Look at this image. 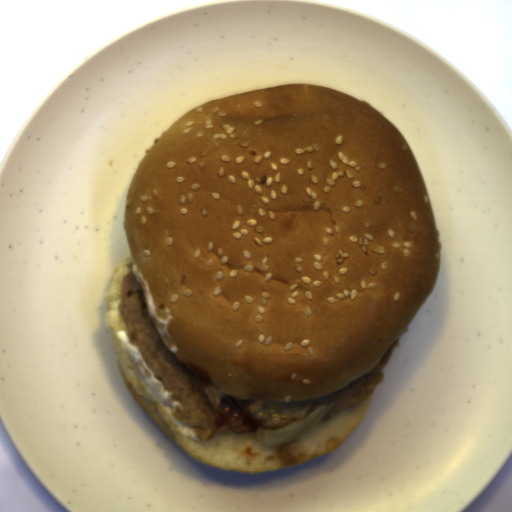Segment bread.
I'll use <instances>...</instances> for the list:
<instances>
[{
  "mask_svg": "<svg viewBox=\"0 0 512 512\" xmlns=\"http://www.w3.org/2000/svg\"><path fill=\"white\" fill-rule=\"evenodd\" d=\"M128 250L105 317L122 380L186 455L226 471L325 456L363 421L374 391L290 443L255 431L194 440L150 395L117 336L122 278L151 291L160 336L200 385L241 400H317L368 375L439 276L443 245L423 173L401 131L366 100L290 83L207 100L155 138L128 187ZM253 447L260 455H241Z\"/></svg>",
  "mask_w": 512,
  "mask_h": 512,
  "instance_id": "1",
  "label": "bread"
}]
</instances>
